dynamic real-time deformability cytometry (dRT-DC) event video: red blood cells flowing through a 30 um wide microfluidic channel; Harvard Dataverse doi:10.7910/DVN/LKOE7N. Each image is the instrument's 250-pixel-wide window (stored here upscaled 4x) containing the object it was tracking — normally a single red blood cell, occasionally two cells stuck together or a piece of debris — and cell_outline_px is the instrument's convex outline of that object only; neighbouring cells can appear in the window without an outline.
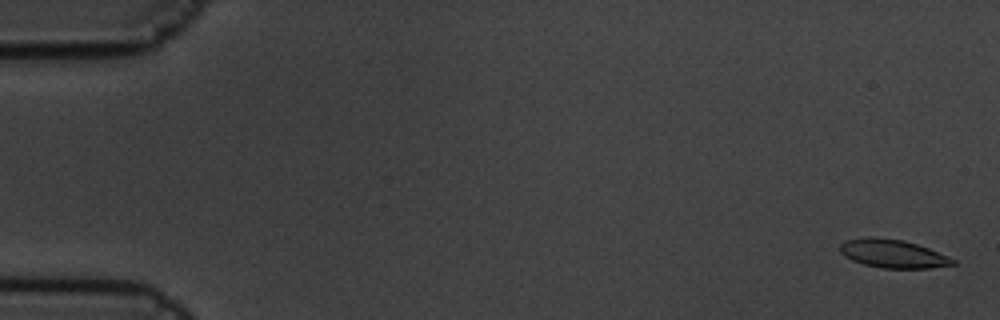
{"species": "common noctule bat (a hibernating species)", "species_latin": "Nyctalus noctula", "temperature_condition": "cold", "stored_images_in_passage": 7, "camera_frame_rate_fps": 3000, "um_per_image_px": 0.085, "animal": {"sex": "male", "body_mass_g": 19.5, "forearm_length_mm": 54.6}, "frame": {"image": 1, "passage_image": 1, "time_ms": 0.0, "image_size_px": [1000, 320], "cell_outline_px": [[956, 264], [932, 268], [880, 268], [864, 264], [852, 260], [844, 256], [840, 252], [840, 244], [844, 240], [872, 236], [876, 236], [900, 240], [916, 244], [928, 248], [956, 260]], "centroid_in_image_um": [75.86, 21.56], "position_along_channel_um": 9.1, "area_um2": 18.61}}
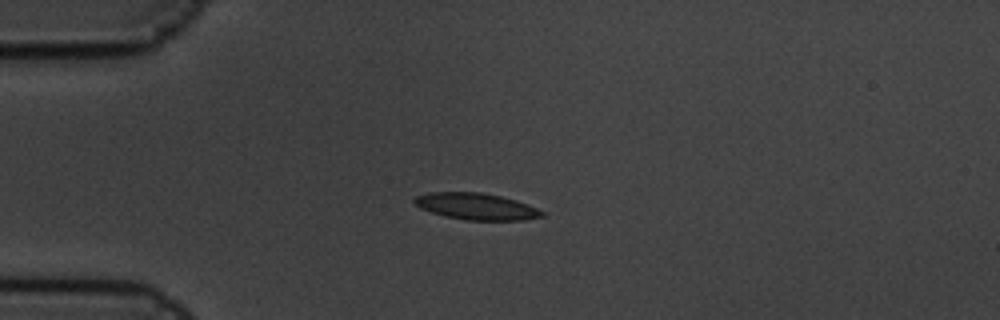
{"frame": {"image": 2, "passage_image": 5, "time_ms": 1.333, "image_size_px": [1000, 320], "cell_outline_px": [[544, 216], [524, 220], [464, 220], [444, 216], [420, 208], [412, 200], [416, 196], [428, 192], [480, 192], [500, 196], [516, 200], [528, 204], [544, 212]], "centroid_in_image_um": [40.47, 17.54], "position_along_channel_um": 44.5, "area_um2": 19.77}}
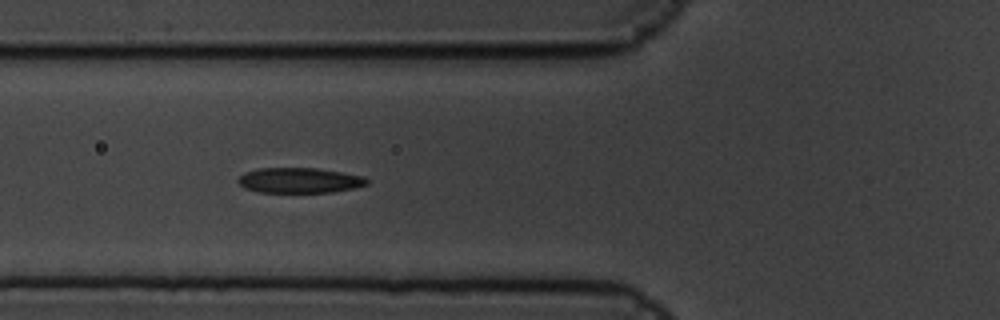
{"frame": {"image": 3, "passage_image": 7, "time_ms": 2.0, "image_size_px": [1000, 320], "cell_outline_px": [[368, 184], [356, 188], [332, 192], [260, 192], [244, 188], [236, 180], [244, 172], [256, 168], [316, 168], [364, 176], [368, 180]], "centroid_in_image_um": [25.44, 15.33], "position_along_channel_um": 100.4, "area_um2": 19.02}}